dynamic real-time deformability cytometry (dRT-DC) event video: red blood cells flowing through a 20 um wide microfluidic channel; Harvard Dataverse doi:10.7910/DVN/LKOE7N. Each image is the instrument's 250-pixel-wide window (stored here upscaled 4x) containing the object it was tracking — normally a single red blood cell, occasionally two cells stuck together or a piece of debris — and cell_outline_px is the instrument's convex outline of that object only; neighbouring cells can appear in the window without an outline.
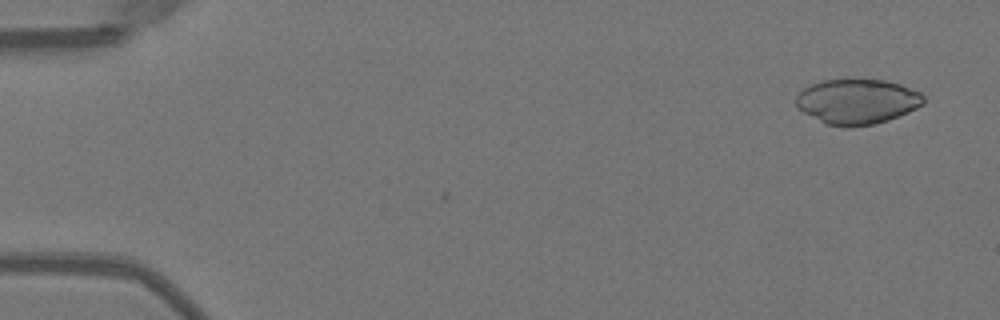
{"species": "Egyptian fruit bat (a non-hibernating species)", "species_latin": "Rousettus aegyptiacus", "temperature_condition": "warm", "stored_images_in_passage": 4, "camera_frame_rate_fps": 3000, "um_per_image_px": 0.085, "animal": {"sex": "female"}, "frame": {"image": 1, "passage_image": 1, "time_ms": 0.0, "image_size_px": [1000, 320], "cell_outline_px": [[924, 104], [908, 112], [888, 120], [872, 124], [848, 128], [828, 124], [796, 108], [796, 96], [804, 88], [820, 80], [852, 76], [884, 80], [900, 84], [920, 92], [924, 96]], "centroid_in_image_um": [72.85, 8.58], "position_along_channel_um": 12.1, "area_um2": 34.22}}